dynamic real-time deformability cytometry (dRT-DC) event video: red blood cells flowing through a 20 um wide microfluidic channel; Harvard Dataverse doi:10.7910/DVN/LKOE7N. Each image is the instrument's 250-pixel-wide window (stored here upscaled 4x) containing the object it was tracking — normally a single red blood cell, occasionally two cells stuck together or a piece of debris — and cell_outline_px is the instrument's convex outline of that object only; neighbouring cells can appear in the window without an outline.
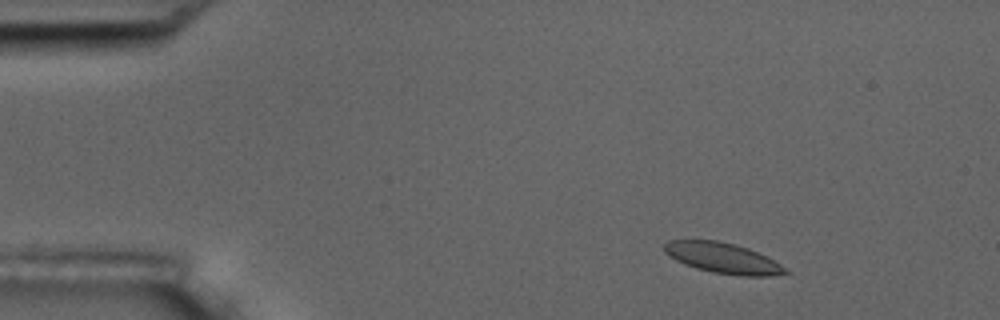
{"species": "common noctule bat (a hibernating species)", "species_latin": "Nyctalus noctula", "temperature_condition": "room temperature", "stored_images_in_passage": 15, "camera_frame_rate_fps": 3000, "um_per_image_px": 0.085, "animal": {"sex": "male", "body_mass_g": 17.5, "forearm_length_mm": 52.3}, "frame": {"image": 1, "passage_image": 1, "time_ms": 0.0, "image_size_px": [1000, 320], "cell_outline_px": [[792, 272], [768, 276], [744, 276], [712, 272], [696, 268], [684, 264], [676, 260], [664, 252], [664, 244], [668, 240], [716, 240], [748, 248], [780, 264]], "centroid_in_image_um": [61.42, 21.94], "position_along_channel_um": 23.6, "area_um2": 21.27}}
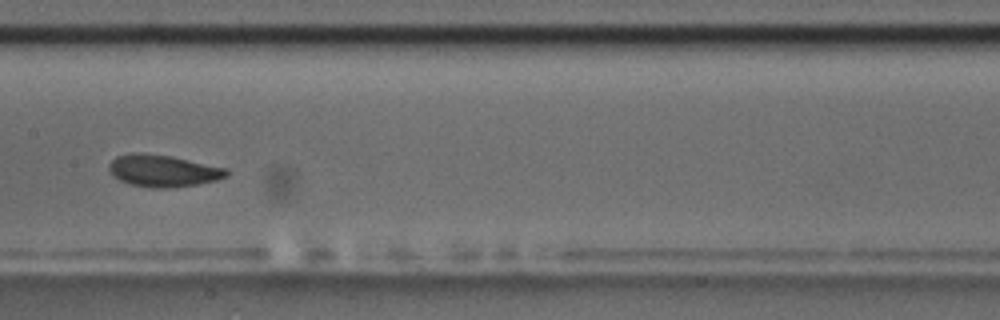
{"frame": {"image": 2, "passage_image": 7, "time_ms": 7.0, "image_size_px": [1000, 320], "cell_outline_px": [[228, 176], [216, 180], [196, 184], [168, 188], [152, 188], [128, 184], [120, 180], [108, 168], [108, 164], [116, 156], [132, 152], [140, 152], [172, 156], [228, 168]], "centroid_in_image_um": [13.86, 14.5], "position_along_channel_um": 193.5, "area_um2": 21.96}}
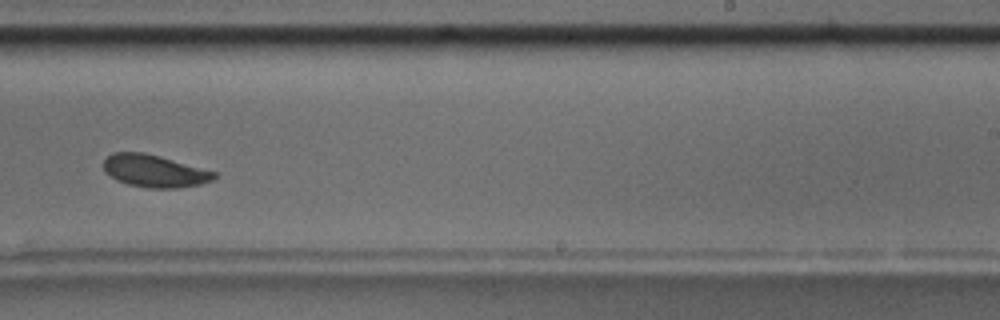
{"frame": {"image": 3, "passage_image": 9, "time_ms": 9.333, "image_size_px": [1000, 320], "cell_outline_px": [[216, 176], [212, 180], [200, 184], [176, 188], [148, 188], [128, 184], [116, 180], [108, 176], [104, 172], [104, 160], [112, 152], [144, 152], [160, 156], [216, 172]], "centroid_in_image_um": [13.09, 14.53], "position_along_channel_um": 275.9, "area_um2": 20.87}, "authors_computed_cell_mechanics": {"area_um2": 21.4438, "velocity_mm_per_s": 3.5399, "shape_relaxation_time_tau1_ms": 2.5548, "shape_relaxation_time_tau2_ms": null, "deformation_change_tau1": 0.064, "deformation_change_tau2": null}}